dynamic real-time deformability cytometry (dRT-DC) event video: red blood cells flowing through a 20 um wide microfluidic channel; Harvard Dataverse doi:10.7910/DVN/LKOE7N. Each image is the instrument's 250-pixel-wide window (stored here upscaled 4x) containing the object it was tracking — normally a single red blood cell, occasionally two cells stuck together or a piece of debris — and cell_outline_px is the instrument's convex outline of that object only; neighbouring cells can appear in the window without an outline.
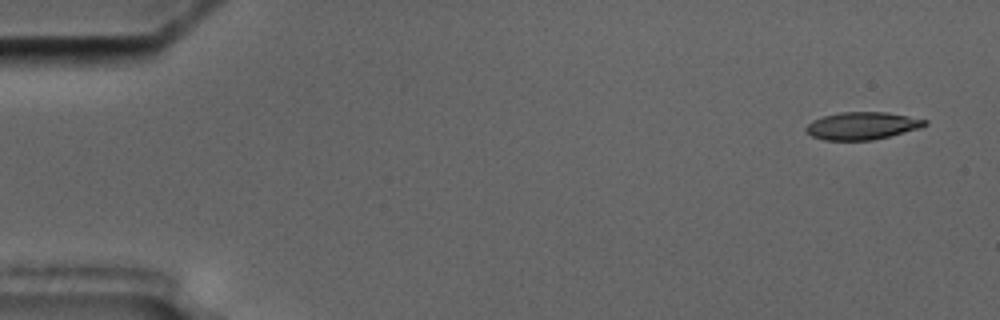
{"species": "common noctule bat (a hibernating species)", "species_latin": "Nyctalus noctula", "temperature_condition": "cold", "stored_images_in_passage": 5, "camera_frame_rate_fps": 3000, "um_per_image_px": 0.085, "animal": {"sex": "male", "body_mass_g": 17.5, "forearm_length_mm": 52.3}, "frame": {"image": 1, "passage_image": 1, "time_ms": 0.0, "image_size_px": [1000, 320], "cell_outline_px": [[928, 124], [920, 128], [872, 140], [824, 140], [812, 136], [804, 128], [812, 120], [824, 116], [840, 112], [888, 112], [928, 120]], "centroid_in_image_um": [73.29, 10.68], "position_along_channel_um": 11.7, "area_um2": 18.96}}